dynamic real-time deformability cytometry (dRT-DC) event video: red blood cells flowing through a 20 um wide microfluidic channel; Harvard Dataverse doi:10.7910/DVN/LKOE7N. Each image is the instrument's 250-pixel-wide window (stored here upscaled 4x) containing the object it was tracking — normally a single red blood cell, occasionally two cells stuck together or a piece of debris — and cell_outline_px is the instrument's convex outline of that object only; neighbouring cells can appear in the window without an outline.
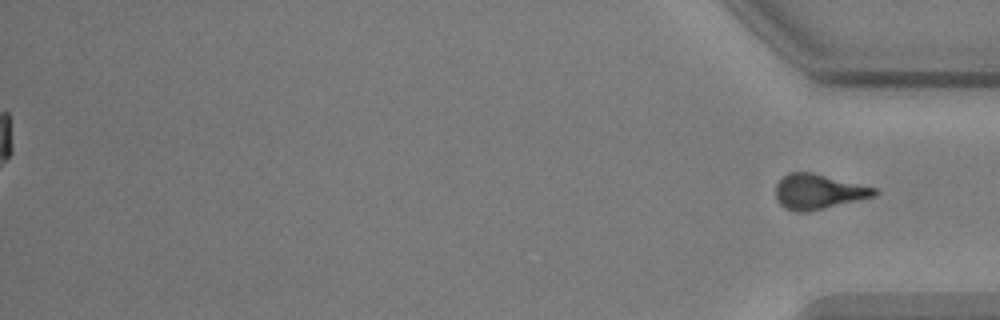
{"species": "common noctule bat (a hibernating species)", "species_latin": "Nyctalus noctula", "temperature_condition": "warm", "stored_images_in_passage": 51, "segment_of_instrument_passage": [2, 2], "camera_frame_rate_fps": 3000, "um_per_image_px": 0.085, "animal": {"sex": "male", "body_mass_g": 17.9, "forearm_length_mm": 54.2}, "frame": {"image": 1, "passage_image": 51, "time_ms": 16.667, "image_size_px": [1000, 320], "cell_outline_px": [[880, 192], [876, 196], [824, 208], [804, 212], [796, 212], [784, 208], [776, 200], [776, 184], [788, 172], [812, 172], [876, 188]], "centroid_in_image_um": [69.55, 16.29], "position_along_channel_um": 365.6, "area_um2": 20.11}}